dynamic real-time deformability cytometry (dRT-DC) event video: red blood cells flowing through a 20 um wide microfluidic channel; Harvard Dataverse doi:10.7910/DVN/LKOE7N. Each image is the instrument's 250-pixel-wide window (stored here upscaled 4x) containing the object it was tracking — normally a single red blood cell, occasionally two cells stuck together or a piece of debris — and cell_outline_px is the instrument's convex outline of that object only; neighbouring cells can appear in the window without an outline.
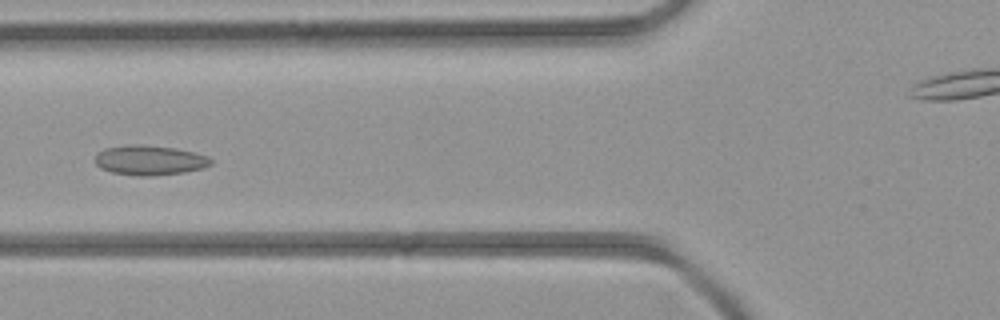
{"species": "common noctule bat (a hibernating species)", "species_latin": "Nyctalus noctula", "temperature_condition": "room temperature", "stored_images_in_passage": 6, "camera_frame_rate_fps": 3000, "um_per_image_px": 0.085, "animal": {"sex": "female", "body_mass_g": 21.9}, "frame": {"image": 1, "passage_image": 5, "time_ms": 4.667, "image_size_px": [1000, 320], "cell_outline_px": [[212, 164], [204, 168], [184, 172], [152, 176], [136, 176], [112, 172], [100, 168], [96, 164], [96, 156], [104, 148], [132, 144], [144, 144], [176, 148], [208, 156], [212, 160]], "centroid_in_image_um": [12.74, 13.62], "position_along_channel_um": 113.1, "area_um2": 20.17}}